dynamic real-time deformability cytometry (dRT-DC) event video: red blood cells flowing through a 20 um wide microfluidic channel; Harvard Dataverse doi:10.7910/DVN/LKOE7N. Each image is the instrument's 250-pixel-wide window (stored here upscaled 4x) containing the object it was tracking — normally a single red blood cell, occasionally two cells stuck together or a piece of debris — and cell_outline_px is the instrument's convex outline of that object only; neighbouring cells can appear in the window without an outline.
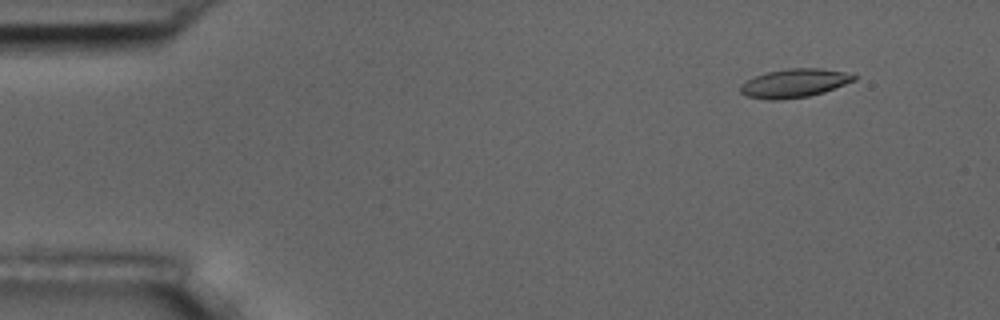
{"species": "common noctule bat (a hibernating species)", "species_latin": "Nyctalus noctula", "temperature_condition": "room temperature", "stored_images_in_passage": 5, "camera_frame_rate_fps": 3000, "um_per_image_px": 0.085, "animal": {"sex": "male", "body_mass_g": 17.5, "forearm_length_mm": 52.3}, "frame": {"image": 1, "passage_image": 2, "time_ms": 1.0, "image_size_px": [1000, 320], "cell_outline_px": [[856, 80], [824, 92], [808, 96], [776, 100], [772, 100], [748, 96], [740, 92], [740, 88], [748, 80], [756, 76], [768, 72], [788, 68], [820, 68], [844, 72], [856, 76]], "centroid_in_image_um": [67.55, 7.06], "position_along_channel_um": 17.4, "area_um2": 18.55}}
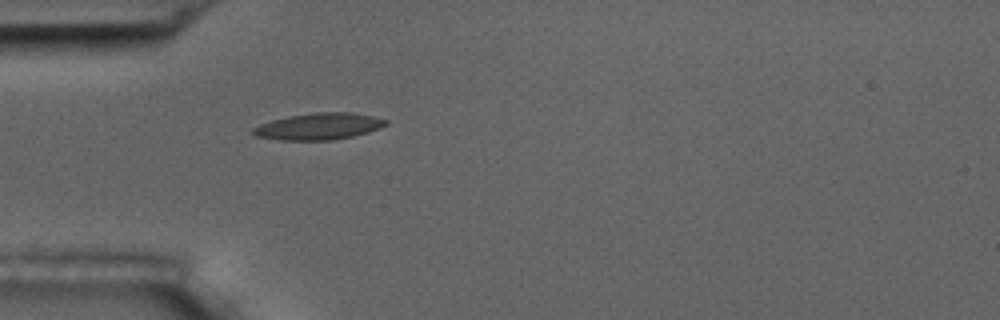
{"frame": {"image": 2, "passage_image": 5, "time_ms": 4.667, "image_size_px": [1000, 320], "cell_outline_px": [[388, 124], [380, 128], [368, 132], [352, 136], [332, 140], [280, 140], [252, 136], [252, 128], [260, 124], [272, 120], [288, 116], [316, 112], [352, 112], [372, 116], [388, 120]], "centroid_in_image_um": [27.08, 10.74], "position_along_channel_um": 57.9, "area_um2": 20.69}}